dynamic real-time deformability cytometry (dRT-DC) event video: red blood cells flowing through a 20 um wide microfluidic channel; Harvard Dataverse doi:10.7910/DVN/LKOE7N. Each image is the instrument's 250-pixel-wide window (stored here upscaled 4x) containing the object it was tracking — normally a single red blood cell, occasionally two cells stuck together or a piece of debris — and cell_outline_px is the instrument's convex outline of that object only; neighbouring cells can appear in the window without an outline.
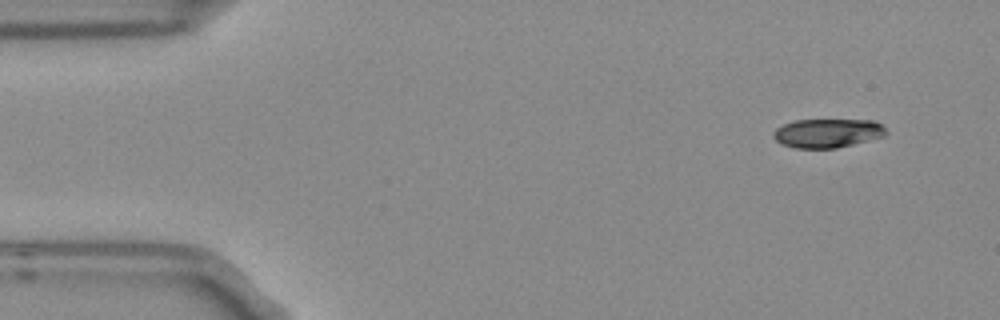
{"species": "Egyptian fruit bat (a non-hibernating species)", "species_latin": "Rousettus aegyptiacus", "temperature_condition": "room temperature", "stored_images_in_passage": 5, "segment_of_instrument_passage": [1, 2], "camera_frame_rate_fps": 3000, "um_per_image_px": 0.085, "frame": {"image": 1, "passage_image": 1, "time_ms": 0.0, "image_size_px": [1000, 320], "cell_outline_px": [[888, 132], [884, 136], [836, 148], [796, 148], [784, 144], [776, 140], [772, 136], [772, 132], [776, 128], [784, 124], [796, 120], [872, 120], [880, 124]], "centroid_in_image_um": [70.32, 11.31], "position_along_channel_um": 14.7, "area_um2": 18.79}}
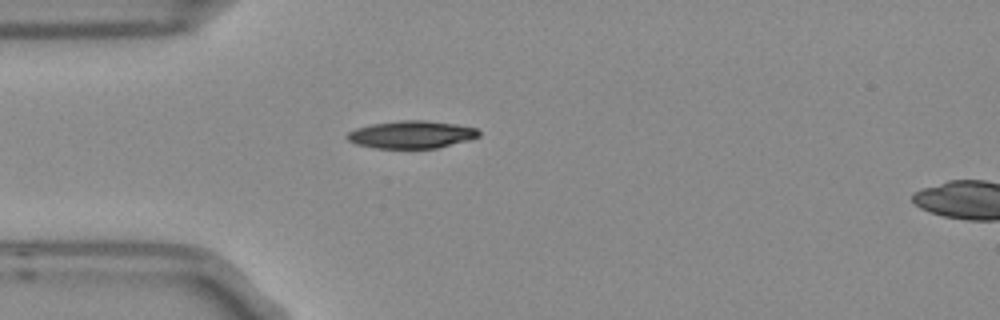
{"frame": {"image": 2, "passage_image": 4, "time_ms": 1.0, "image_size_px": [1000, 320], "cell_outline_px": [[480, 136], [468, 140], [436, 148], [372, 148], [356, 144], [348, 140], [344, 136], [348, 132], [356, 128], [372, 124], [400, 120], [424, 120], [456, 124], [476, 128], [480, 132]], "centroid_in_image_um": [34.95, 11.43], "position_along_channel_um": 50.1, "area_um2": 21.15}}